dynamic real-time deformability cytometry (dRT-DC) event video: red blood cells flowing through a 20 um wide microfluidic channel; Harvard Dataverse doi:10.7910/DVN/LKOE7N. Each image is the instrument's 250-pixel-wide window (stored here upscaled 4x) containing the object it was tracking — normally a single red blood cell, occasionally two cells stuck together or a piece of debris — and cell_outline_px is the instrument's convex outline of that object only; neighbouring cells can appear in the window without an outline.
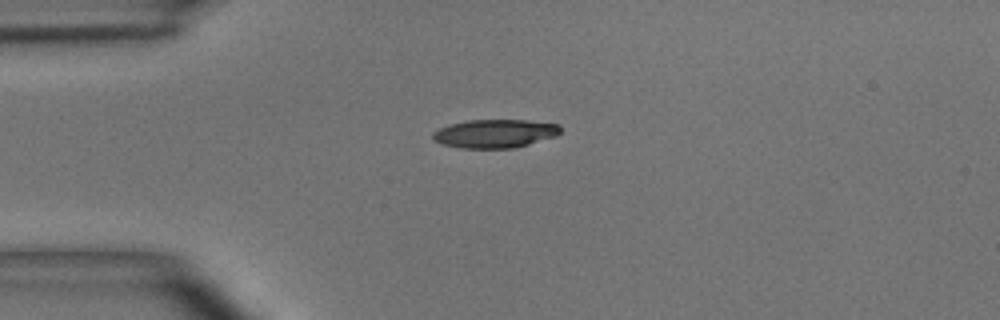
{"species": "common noctule bat (a hibernating species)", "species_latin": "Nyctalus noctula", "temperature_condition": "room temperature", "stored_images_in_passage": 3, "camera_frame_rate_fps": 3000, "um_per_image_px": 0.085, "animal": {"sex": "male", "body_mass_g": 15.6}, "frame": {"image": 1, "passage_image": 1, "time_ms": 0.0, "image_size_px": [1000, 320], "cell_outline_px": [[560, 132], [556, 136], [528, 144], [512, 148], [460, 148], [444, 144], [436, 140], [432, 136], [432, 132], [448, 124], [468, 120], [524, 120], [560, 124]], "centroid_in_image_um": [42.07, 11.34], "position_along_channel_um": 42.9, "area_um2": 21.04}}
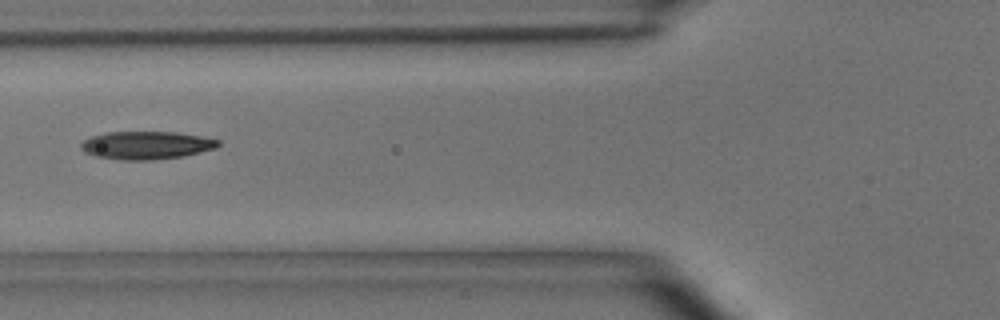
{"frame": {"image": 2, "passage_image": 3, "time_ms": 2.333, "image_size_px": [1000, 320], "cell_outline_px": [[220, 144], [216, 148], [184, 156], [152, 160], [120, 160], [96, 156], [84, 152], [80, 148], [80, 144], [84, 140], [92, 136], [108, 132], [176, 132], [200, 136], [220, 140]], "centroid_in_image_um": [12.44, 12.35], "position_along_channel_um": 113.4, "area_um2": 22.37}}